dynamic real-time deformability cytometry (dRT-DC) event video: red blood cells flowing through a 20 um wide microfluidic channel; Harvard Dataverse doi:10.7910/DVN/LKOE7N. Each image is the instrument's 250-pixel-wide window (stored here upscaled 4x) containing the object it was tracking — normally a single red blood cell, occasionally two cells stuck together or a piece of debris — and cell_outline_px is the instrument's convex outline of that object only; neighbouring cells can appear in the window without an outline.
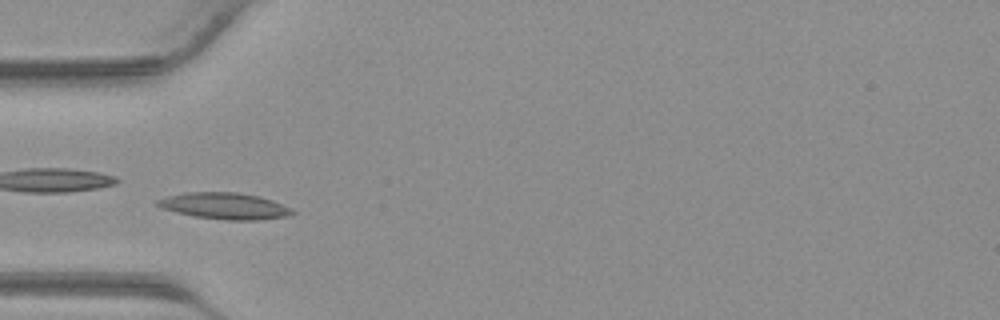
{"species": "common noctule bat (a hibernating species)", "species_latin": "Nyctalus noctula", "temperature_condition": "warm", "stored_images_in_passage": 31, "camera_frame_rate_fps": 3000, "um_per_image_px": 0.085, "animal": {"sex": "male", "body_mass_g": 23.1, "forearm_length_mm": 52.7}, "frame": {"image": 1, "passage_image": 3, "time_ms": 0.667, "image_size_px": [1000, 320], "cell_outline_px": [[296, 212], [284, 216], [260, 220], [224, 220], [196, 216], [176, 212], [160, 208], [156, 204], [156, 200], [168, 196], [188, 192], [236, 192], [260, 196], [272, 200]], "centroid_in_image_um": [19.05, 17.5], "position_along_channel_um": 65.9, "area_um2": 20.52}}
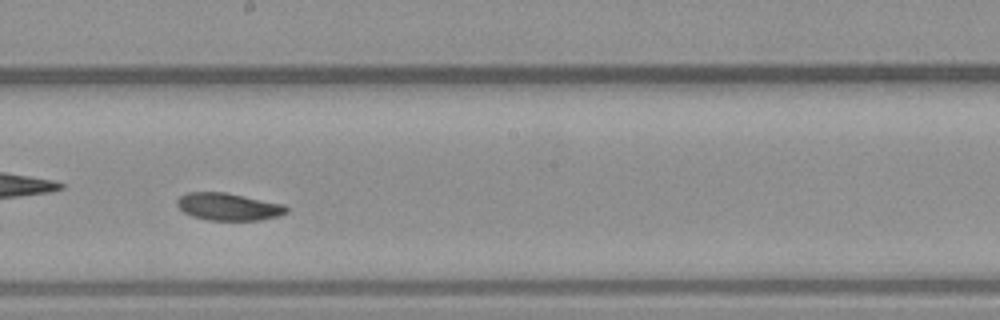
{"frame": {"image": 2, "passage_image": 13, "time_ms": 4.0, "image_size_px": [1000, 320], "cell_outline_px": [[288, 212], [280, 216], [260, 220], [208, 220], [192, 216], [184, 212], [176, 204], [176, 200], [180, 196], [188, 192], [228, 192], [284, 204], [288, 208]], "centroid_in_image_um": [19.44, 17.56], "position_along_channel_um": 228.8, "area_um2": 17.63}}
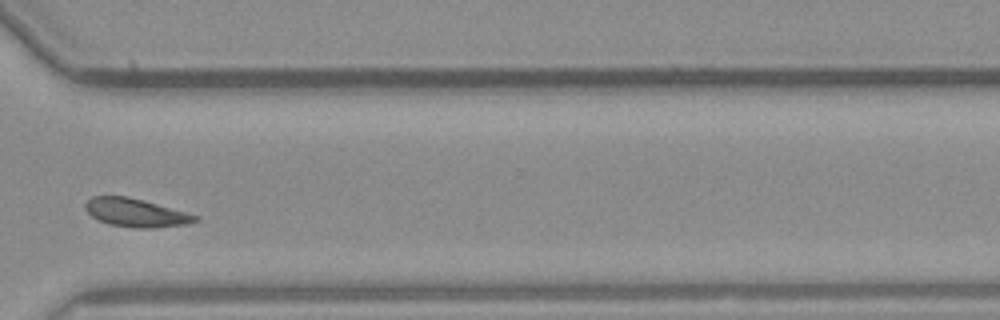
{"frame": {"image": 3, "passage_image": 21, "time_ms": 6.667, "image_size_px": [1000, 320], "cell_outline_px": [[200, 220], [188, 224], [148, 228], [132, 228], [108, 224], [96, 220], [84, 208], [84, 204], [92, 196], [128, 196], [188, 212], [200, 216]], "centroid_in_image_um": [11.56, 18.08], "position_along_channel_um": 359.0, "area_um2": 18.38}}